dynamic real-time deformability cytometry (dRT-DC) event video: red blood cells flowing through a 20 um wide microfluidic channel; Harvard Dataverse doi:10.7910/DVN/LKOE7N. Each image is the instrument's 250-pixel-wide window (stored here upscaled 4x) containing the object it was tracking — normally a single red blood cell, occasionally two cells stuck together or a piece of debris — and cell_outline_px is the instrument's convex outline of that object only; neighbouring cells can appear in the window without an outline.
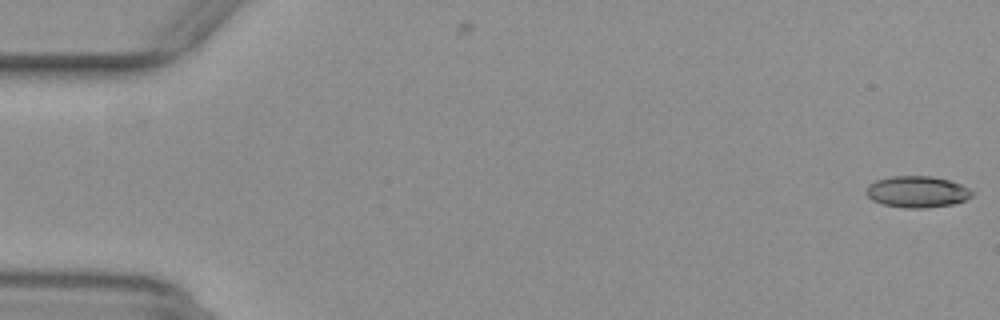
{"species": "common noctule bat (a hibernating species)", "species_latin": "Nyctalus noctula", "temperature_condition": "warm", "stored_images_in_passage": 54, "camera_frame_rate_fps": 3000, "um_per_image_px": 0.085, "animal": {"sex": "female", "body_mass_g": 29.2, "forearm_length_mm": 56.3}, "frame": {"image": 1, "passage_image": 1, "time_ms": 0.0, "image_size_px": [1000, 320], "cell_outline_px": [[972, 196], [964, 200], [952, 204], [924, 208], [904, 208], [880, 204], [872, 200], [864, 192], [868, 184], [876, 180], [888, 176], [932, 176], [948, 180], [960, 184], [968, 188], [972, 192]], "centroid_in_image_um": [77.89, 16.3], "position_along_channel_um": 7.1, "area_um2": 19.48}}
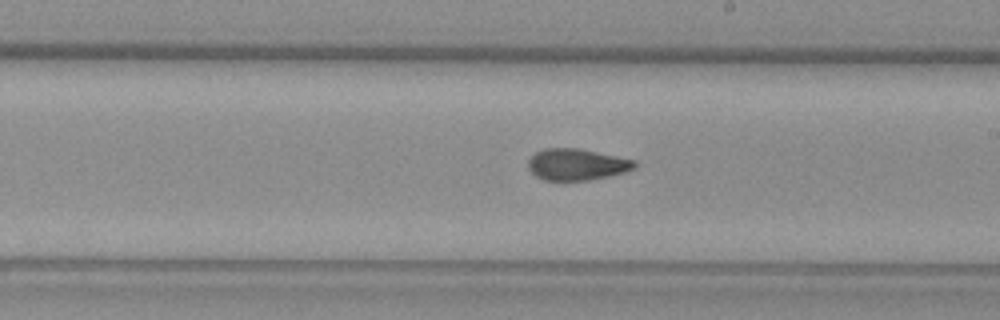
{"frame": {"image": 2, "passage_image": 31, "time_ms": 10.0, "image_size_px": [1000, 320], "cell_outline_px": [[636, 168], [624, 172], [608, 176], [588, 180], [544, 180], [536, 176], [528, 168], [528, 160], [536, 152], [544, 148], [580, 148], [636, 160]], "centroid_in_image_um": [49.03, 13.97], "position_along_channel_um": 240.0, "area_um2": 19.54}}
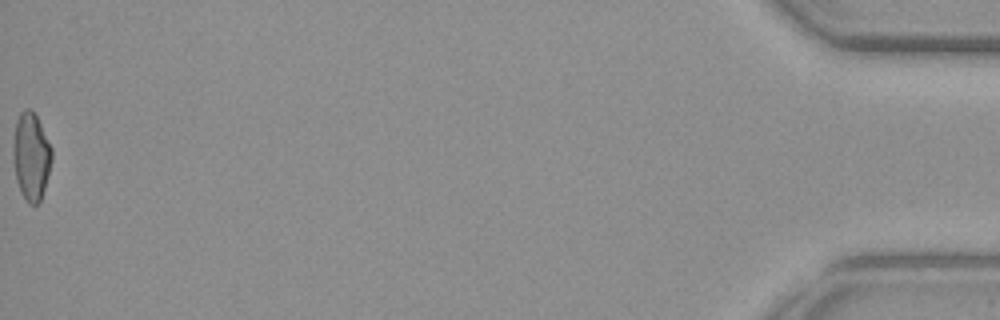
{"frame": {"image": 3, "passage_image": 54, "time_ms": 17.667, "image_size_px": [1000, 320], "cell_outline_px": [[52, 160], [44, 188], [40, 200], [36, 204], [28, 204], [20, 192], [16, 180], [12, 160], [12, 144], [16, 120], [20, 112], [24, 108], [32, 108], [52, 148]], "centroid_in_image_um": [2.61, 13.27], "position_along_channel_um": 432.6, "area_um2": 19.94}, "authors_computed_cell_mechanics": {"area_um2": 19.7676, "velocity_mm_per_s": 3.917, "shape_relaxation_time_tau1_ms": null, "shape_relaxation_time_tau2_ms": 1.7145, "deformation_change_tau1": null, "deformation_change_tau2": 0.0809}}